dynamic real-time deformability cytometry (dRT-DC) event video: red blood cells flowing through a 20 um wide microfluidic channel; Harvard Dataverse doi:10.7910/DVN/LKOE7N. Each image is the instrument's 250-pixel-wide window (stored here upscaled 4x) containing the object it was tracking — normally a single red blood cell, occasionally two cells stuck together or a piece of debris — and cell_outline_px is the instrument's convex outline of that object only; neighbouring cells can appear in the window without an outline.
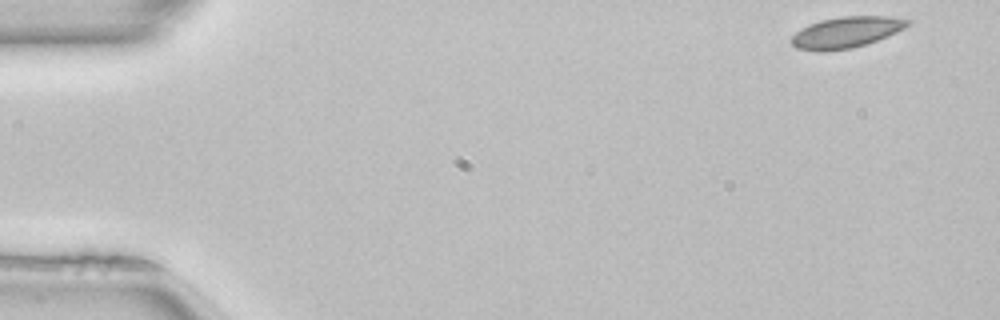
{"species": "common noctule bat (a hibernating species)", "species_latin": "Nyctalus noctula", "temperature_condition": "room temperature", "stored_images_in_passage": 49, "camera_frame_rate_fps": 3000, "um_per_image_px": 0.085, "animal": {"sex": "female", "body_mass_g": 22.7, "forearm_length_mm": 54.2}, "frame": {"image": 1, "passage_image": 1, "time_ms": 0.0, "image_size_px": [1000, 320], "cell_outline_px": [[912, 20], [904, 28], [896, 32], [876, 40], [852, 48], [824, 52], [816, 52], [796, 48], [788, 40], [800, 28], [808, 24], [820, 20], [840, 16], [888, 16]], "centroid_in_image_um": [71.85, 2.75], "position_along_channel_um": 13.1, "area_um2": 21.21}}
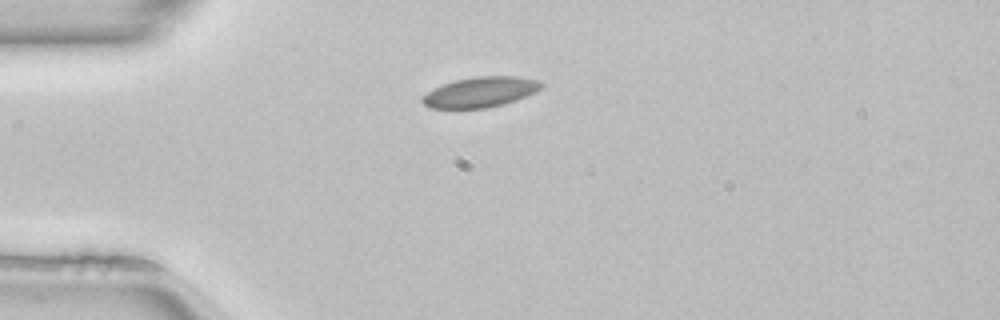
{"frame": {"image": 2, "passage_image": 11, "time_ms": 3.333, "image_size_px": [1000, 320], "cell_outline_px": [[544, 84], [536, 92], [516, 100], [504, 104], [488, 108], [428, 108], [420, 100], [432, 88], [456, 80], [476, 76], [516, 76], [540, 80]], "centroid_in_image_um": [40.85, 7.82], "position_along_channel_um": 44.1, "area_um2": 21.04}}
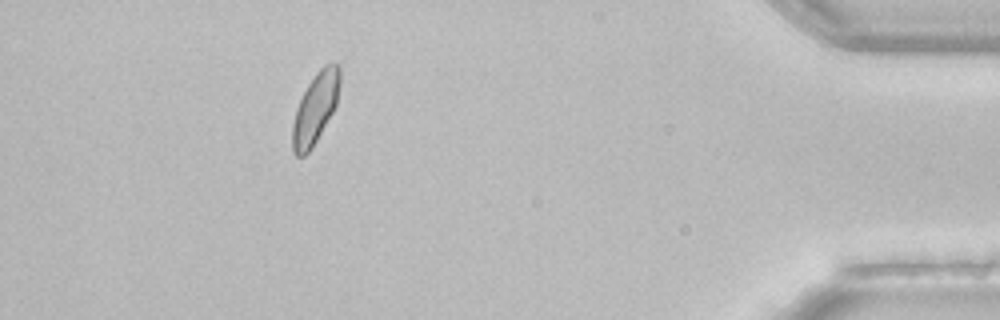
{"frame": {"image": 3, "passage_image": 44, "time_ms": 14.333, "image_size_px": [1000, 320], "cell_outline_px": [[340, 84], [336, 104], [332, 112], [312, 148], [304, 156], [296, 156], [292, 152], [292, 124], [296, 108], [308, 84], [316, 72], [324, 64], [332, 60], [340, 64]], "centroid_in_image_um": [26.81, 9.16], "position_along_channel_um": 408.4, "area_um2": 19.59}, "authors_computed_cell_mechanics": {"area_um2": 20.1144, "velocity_mm_per_s": 4.0152, "shape_relaxation_time_tau1_ms": 8.5217, "shape_relaxation_time_tau2_ms": null, "deformation_change_tau1": 0.0814, "deformation_change_tau2": null}}